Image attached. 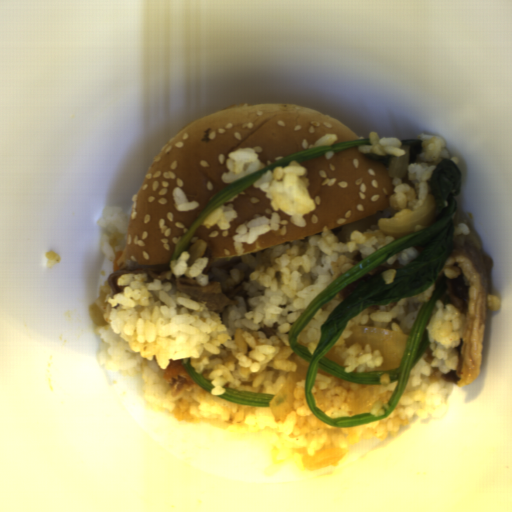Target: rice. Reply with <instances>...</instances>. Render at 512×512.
Wrapping results in <instances>:
<instances>
[{
  "label": "rice",
  "instance_id": "18",
  "mask_svg": "<svg viewBox=\"0 0 512 512\" xmlns=\"http://www.w3.org/2000/svg\"><path fill=\"white\" fill-rule=\"evenodd\" d=\"M395 274L396 270L386 269L385 271L381 272V276L383 279V282L387 284H391L395 282Z\"/></svg>",
  "mask_w": 512,
  "mask_h": 512
},
{
  "label": "rice",
  "instance_id": "5",
  "mask_svg": "<svg viewBox=\"0 0 512 512\" xmlns=\"http://www.w3.org/2000/svg\"><path fill=\"white\" fill-rule=\"evenodd\" d=\"M376 384L347 382L318 368L311 389L313 402L328 418L352 417L351 408L362 391Z\"/></svg>",
  "mask_w": 512,
  "mask_h": 512
},
{
  "label": "rice",
  "instance_id": "12",
  "mask_svg": "<svg viewBox=\"0 0 512 512\" xmlns=\"http://www.w3.org/2000/svg\"><path fill=\"white\" fill-rule=\"evenodd\" d=\"M238 216L237 211L231 206L221 204L208 214L199 224L200 227L217 225L218 229L231 228L230 222Z\"/></svg>",
  "mask_w": 512,
  "mask_h": 512
},
{
  "label": "rice",
  "instance_id": "7",
  "mask_svg": "<svg viewBox=\"0 0 512 512\" xmlns=\"http://www.w3.org/2000/svg\"><path fill=\"white\" fill-rule=\"evenodd\" d=\"M226 168L227 171L223 172L220 179L225 184H231L265 167H263L260 162V156L254 148L241 147L234 151H229V156L226 160Z\"/></svg>",
  "mask_w": 512,
  "mask_h": 512
},
{
  "label": "rice",
  "instance_id": "20",
  "mask_svg": "<svg viewBox=\"0 0 512 512\" xmlns=\"http://www.w3.org/2000/svg\"><path fill=\"white\" fill-rule=\"evenodd\" d=\"M424 228H426V227H421L420 225H416L414 230L412 232H410L409 234L414 233V232L419 231V230L424 229Z\"/></svg>",
  "mask_w": 512,
  "mask_h": 512
},
{
  "label": "rice",
  "instance_id": "6",
  "mask_svg": "<svg viewBox=\"0 0 512 512\" xmlns=\"http://www.w3.org/2000/svg\"><path fill=\"white\" fill-rule=\"evenodd\" d=\"M129 215L125 213L123 206H104L102 217L97 223L105 229L101 238V250L107 260L116 259L117 253L122 248L124 234L127 232Z\"/></svg>",
  "mask_w": 512,
  "mask_h": 512
},
{
  "label": "rice",
  "instance_id": "14",
  "mask_svg": "<svg viewBox=\"0 0 512 512\" xmlns=\"http://www.w3.org/2000/svg\"><path fill=\"white\" fill-rule=\"evenodd\" d=\"M419 250L416 247L406 248L395 255L391 256L384 263H393L399 262L402 266L409 264L412 260H414L418 254Z\"/></svg>",
  "mask_w": 512,
  "mask_h": 512
},
{
  "label": "rice",
  "instance_id": "15",
  "mask_svg": "<svg viewBox=\"0 0 512 512\" xmlns=\"http://www.w3.org/2000/svg\"><path fill=\"white\" fill-rule=\"evenodd\" d=\"M338 140V135L336 133L327 134L321 136L315 143L313 148H320L325 146H331L334 142Z\"/></svg>",
  "mask_w": 512,
  "mask_h": 512
},
{
  "label": "rice",
  "instance_id": "11",
  "mask_svg": "<svg viewBox=\"0 0 512 512\" xmlns=\"http://www.w3.org/2000/svg\"><path fill=\"white\" fill-rule=\"evenodd\" d=\"M379 382L381 384V389L377 400L364 411L358 412L359 415L371 414L373 417H379L383 416L389 410L388 403L396 390L398 381L391 382L389 375L387 373H383L380 376Z\"/></svg>",
  "mask_w": 512,
  "mask_h": 512
},
{
  "label": "rice",
  "instance_id": "17",
  "mask_svg": "<svg viewBox=\"0 0 512 512\" xmlns=\"http://www.w3.org/2000/svg\"><path fill=\"white\" fill-rule=\"evenodd\" d=\"M44 254L47 257V266H46L47 268L51 269L54 265L61 262V259H62L61 255L54 251L48 250Z\"/></svg>",
  "mask_w": 512,
  "mask_h": 512
},
{
  "label": "rice",
  "instance_id": "10",
  "mask_svg": "<svg viewBox=\"0 0 512 512\" xmlns=\"http://www.w3.org/2000/svg\"><path fill=\"white\" fill-rule=\"evenodd\" d=\"M370 144H362L358 146V152L372 153L375 155H392L396 158H400L405 154V150L402 147V142L398 137H381L375 132L369 134Z\"/></svg>",
  "mask_w": 512,
  "mask_h": 512
},
{
  "label": "rice",
  "instance_id": "19",
  "mask_svg": "<svg viewBox=\"0 0 512 512\" xmlns=\"http://www.w3.org/2000/svg\"><path fill=\"white\" fill-rule=\"evenodd\" d=\"M470 234V229L468 227L467 224H465L464 222L463 223H458L457 227H455L454 229V233L453 235H468Z\"/></svg>",
  "mask_w": 512,
  "mask_h": 512
},
{
  "label": "rice",
  "instance_id": "16",
  "mask_svg": "<svg viewBox=\"0 0 512 512\" xmlns=\"http://www.w3.org/2000/svg\"><path fill=\"white\" fill-rule=\"evenodd\" d=\"M486 300H487V308H488L489 312L498 313L502 307V304H501V301L499 300V298L496 297L495 295L487 294Z\"/></svg>",
  "mask_w": 512,
  "mask_h": 512
},
{
  "label": "rice",
  "instance_id": "9",
  "mask_svg": "<svg viewBox=\"0 0 512 512\" xmlns=\"http://www.w3.org/2000/svg\"><path fill=\"white\" fill-rule=\"evenodd\" d=\"M190 253L182 251L176 258L172 259L169 263L172 275L176 277L186 276L187 279H195L200 287L208 285V274H203L206 269L209 259L198 257L191 265H188Z\"/></svg>",
  "mask_w": 512,
  "mask_h": 512
},
{
  "label": "rice",
  "instance_id": "13",
  "mask_svg": "<svg viewBox=\"0 0 512 512\" xmlns=\"http://www.w3.org/2000/svg\"><path fill=\"white\" fill-rule=\"evenodd\" d=\"M171 194L176 209H178L179 211H187L199 208V204H197L196 202L189 201L186 194L180 188H173Z\"/></svg>",
  "mask_w": 512,
  "mask_h": 512
},
{
  "label": "rice",
  "instance_id": "8",
  "mask_svg": "<svg viewBox=\"0 0 512 512\" xmlns=\"http://www.w3.org/2000/svg\"><path fill=\"white\" fill-rule=\"evenodd\" d=\"M343 301L340 293L327 300L310 318L297 337V343L305 347L312 355L319 343L321 326L328 320L333 310Z\"/></svg>",
  "mask_w": 512,
  "mask_h": 512
},
{
  "label": "rice",
  "instance_id": "2",
  "mask_svg": "<svg viewBox=\"0 0 512 512\" xmlns=\"http://www.w3.org/2000/svg\"><path fill=\"white\" fill-rule=\"evenodd\" d=\"M307 173L308 169L294 160L268 169L252 183L253 188H259L265 197L270 198L274 211L270 218L257 217L238 224L232 242L237 256L243 255L241 245L252 244L259 236L279 230L278 210L291 216V224L305 228L307 223L303 215L313 212L316 207L309 194Z\"/></svg>",
  "mask_w": 512,
  "mask_h": 512
},
{
  "label": "rice",
  "instance_id": "4",
  "mask_svg": "<svg viewBox=\"0 0 512 512\" xmlns=\"http://www.w3.org/2000/svg\"><path fill=\"white\" fill-rule=\"evenodd\" d=\"M418 140H421L423 145L418 160L407 166L408 180L414 184V188L408 183H402L401 177L398 176L394 177L392 182L394 191L388 198L393 211L392 219L414 212L423 205L429 195H432V171L442 159H450L456 167L459 163L458 157L449 156L447 143L443 139L423 132L418 135Z\"/></svg>",
  "mask_w": 512,
  "mask_h": 512
},
{
  "label": "rice",
  "instance_id": "3",
  "mask_svg": "<svg viewBox=\"0 0 512 512\" xmlns=\"http://www.w3.org/2000/svg\"><path fill=\"white\" fill-rule=\"evenodd\" d=\"M434 285L422 294L406 297L398 302L389 305H370L365 308L345 325L344 331L336 341L335 356L342 359L345 373H366L378 371L383 363V354L379 349L371 350L370 344L364 349L360 344L352 343L347 347L345 338L351 337L354 326L375 327L392 330L404 335H409L415 318L422 306L431 300Z\"/></svg>",
  "mask_w": 512,
  "mask_h": 512
},
{
  "label": "rice",
  "instance_id": "1",
  "mask_svg": "<svg viewBox=\"0 0 512 512\" xmlns=\"http://www.w3.org/2000/svg\"><path fill=\"white\" fill-rule=\"evenodd\" d=\"M402 237V236H400ZM399 237V238H400ZM399 238L379 229L353 230L348 241H339L328 226L320 234L273 247L252 257L246 254L230 274L211 268L208 282H219L223 292L242 279L250 295L221 314L205 301L191 300L175 285L147 275L131 273L116 279L122 292L113 293L108 280L101 285L95 305L107 325L96 324L99 364L125 376L140 374L141 393L151 410L164 411L187 422L212 423L235 440L259 437L272 446L273 461L264 469L275 474L286 464L303 472L302 459L329 447L348 449L361 441L397 437L411 417L440 418L454 383L429 382L433 368L446 374L458 365L460 310L444 305L438 297L425 325L429 348L413 366L402 395L384 418L353 427H334L310 407L306 379L296 383L294 411L276 421L269 407H252L226 401L231 390L276 395L296 358L289 333L305 310L335 279ZM281 325L266 339L260 328ZM190 357L196 373L216 386L211 392L197 385L174 398L163 380L170 359Z\"/></svg>",
  "mask_w": 512,
  "mask_h": 512
}]
</instances>
